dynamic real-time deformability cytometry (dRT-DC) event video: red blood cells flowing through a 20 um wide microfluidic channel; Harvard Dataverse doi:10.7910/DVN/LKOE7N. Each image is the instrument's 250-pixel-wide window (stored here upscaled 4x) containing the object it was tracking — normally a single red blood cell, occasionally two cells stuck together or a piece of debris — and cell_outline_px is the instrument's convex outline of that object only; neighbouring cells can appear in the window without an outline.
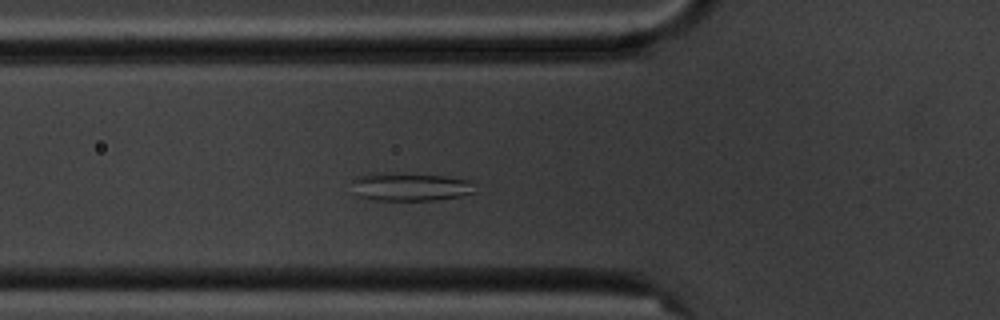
{"species": "common noctule bat (a hibernating species)", "species_latin": "Nyctalus noctula", "temperature_condition": "cold", "stored_images_in_passage": 5, "camera_frame_rate_fps": 3000, "um_per_image_px": 0.085, "animal": {"sex": "male", "body_mass_g": 20.1, "forearm_length_mm": 53.5}, "frame": {"image": 1, "passage_image": 5, "time_ms": 4.667, "image_size_px": [1000, 320], "cell_outline_px": [[480, 192], [460, 196], [432, 200], [376, 200], [356, 196], [352, 180], [356, 176], [444, 176], [472, 180]], "centroid_in_image_um": [35.03, 15.94], "position_along_channel_um": 90.8, "area_um2": 19.25}}